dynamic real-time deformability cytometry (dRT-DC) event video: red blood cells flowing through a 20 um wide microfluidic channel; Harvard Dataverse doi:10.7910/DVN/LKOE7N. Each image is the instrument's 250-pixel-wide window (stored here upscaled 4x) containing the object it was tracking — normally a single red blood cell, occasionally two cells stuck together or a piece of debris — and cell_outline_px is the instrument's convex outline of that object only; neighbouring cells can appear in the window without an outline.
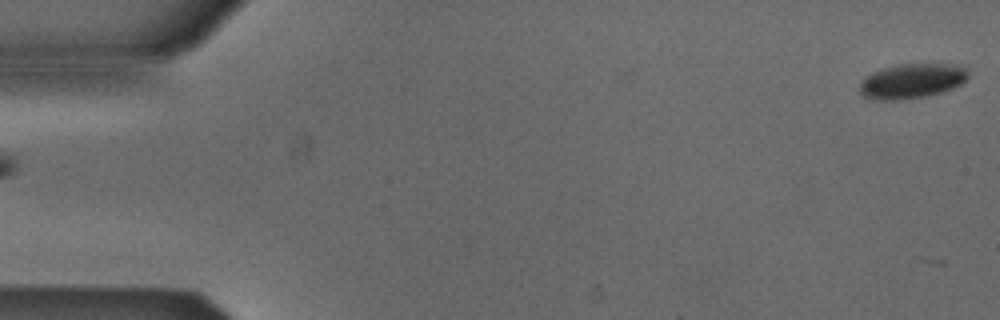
{"species": "Egyptian fruit bat (a non-hibernating species)", "species_latin": "Rousettus aegyptiacus", "temperature_condition": "cold", "stored_images_in_passage": 5, "camera_frame_rate_fps": 3000, "um_per_image_px": 0.085, "animal": {"sex": "male"}, "frame": {"image": 1, "passage_image": 1, "time_ms": 0.0, "image_size_px": [1000, 320], "cell_outline_px": [[968, 76], [960, 84], [952, 88], [940, 92], [924, 96], [900, 100], [876, 100], [864, 96], [860, 92], [860, 84], [872, 72], [884, 68], [900, 64], [956, 64], [964, 68], [968, 72]], "centroid_in_image_um": [77.5, 6.88], "position_along_channel_um": 7.5, "area_um2": 21.62}}